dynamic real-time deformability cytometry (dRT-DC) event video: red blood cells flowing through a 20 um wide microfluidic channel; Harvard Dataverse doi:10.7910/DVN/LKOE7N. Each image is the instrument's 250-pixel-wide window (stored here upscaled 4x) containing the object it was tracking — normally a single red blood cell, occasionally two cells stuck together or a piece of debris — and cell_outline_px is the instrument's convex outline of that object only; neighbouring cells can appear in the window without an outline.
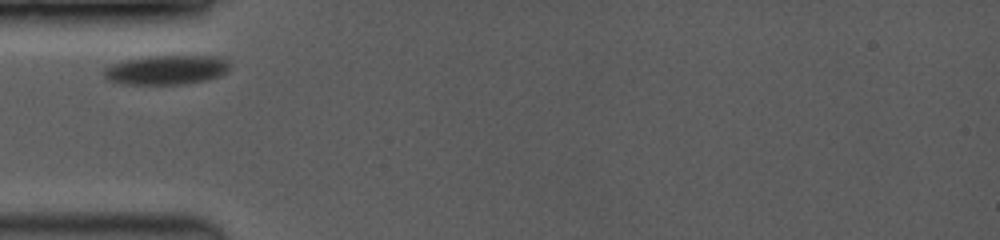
{"species": "common noctule bat (a hibernating species)", "species_latin": "Nyctalus noctula", "temperature_condition": "room temperature", "stored_images_in_passage": 2, "camera_frame_rate_fps": 3500, "um_per_image_px": 0.085, "animal": {"sex": "female", "body_mass_g": 19.0, "forearm_length_mm": 53.3}, "frame": {"image": 1, "passage_image": 1, "time_ms": 0.0, "image_size_px": [1000, 240], "cell_outline_px": [[232, 64], [220, 76], [208, 80], [184, 84], [124, 84], [108, 80], [104, 76], [104, 72], [112, 64], [120, 60], [152, 56], [212, 56], [228, 60]], "centroid_in_image_um": [14.16, 5.94], "position_along_channel_um": 70.8, "area_um2": 21.5}}